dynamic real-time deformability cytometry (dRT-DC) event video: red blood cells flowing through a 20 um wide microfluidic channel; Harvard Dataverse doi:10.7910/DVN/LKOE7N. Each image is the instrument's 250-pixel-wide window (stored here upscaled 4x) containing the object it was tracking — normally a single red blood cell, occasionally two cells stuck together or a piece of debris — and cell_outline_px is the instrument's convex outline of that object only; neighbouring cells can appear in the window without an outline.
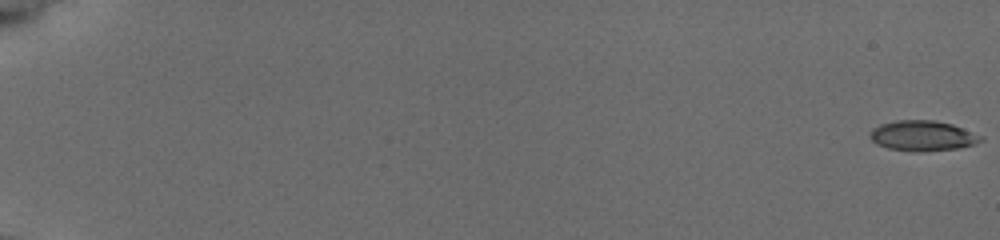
{"species": "common noctule bat (a hibernating species)", "species_latin": "Nyctalus noctula", "temperature_condition": "cold", "stored_images_in_passage": 26, "camera_frame_rate_fps": 3000, "um_per_image_px": 0.085, "animal": {"sex": "female", "body_mass_g": 19.5, "forearm_length_mm": 54.1}, "frame": {"image": 1, "passage_image": 1, "time_ms": 0.0, "image_size_px": [1000, 240], "cell_outline_px": [[984, 140], [972, 144], [956, 148], [920, 152], [888, 148], [876, 144], [868, 136], [872, 128], [880, 124], [896, 120], [932, 120], [952, 124], [984, 136]], "centroid_in_image_um": [78.4, 11.53], "position_along_channel_um": 6.6, "area_um2": 19.54}}